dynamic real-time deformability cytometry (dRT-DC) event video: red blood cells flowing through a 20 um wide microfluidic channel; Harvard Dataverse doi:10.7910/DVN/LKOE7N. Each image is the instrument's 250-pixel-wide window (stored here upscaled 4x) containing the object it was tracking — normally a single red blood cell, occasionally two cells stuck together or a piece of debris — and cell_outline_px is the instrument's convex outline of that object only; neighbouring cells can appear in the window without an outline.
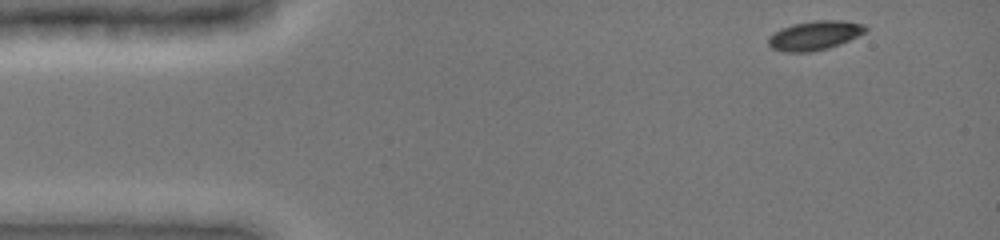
{"species": "common noctule bat (a hibernating species)", "species_latin": "Nyctalus noctula", "temperature_condition": "cold", "stored_images_in_passage": 10, "camera_frame_rate_fps": 3000, "um_per_image_px": 0.085, "animal": {"sex": "female", "body_mass_g": 19.0, "forearm_length_mm": 51.5}, "frame": {"image": 1, "passage_image": 1, "time_ms": 0.0, "image_size_px": [1000, 240], "cell_outline_px": [[868, 28], [864, 32], [840, 44], [828, 48], [812, 52], [784, 52], [772, 48], [768, 44], [768, 36], [780, 28], [792, 24], [812, 20], [840, 20], [864, 24]], "centroid_in_image_um": [69.2, 3.01], "position_along_channel_um": 15.8, "area_um2": 16.59}}
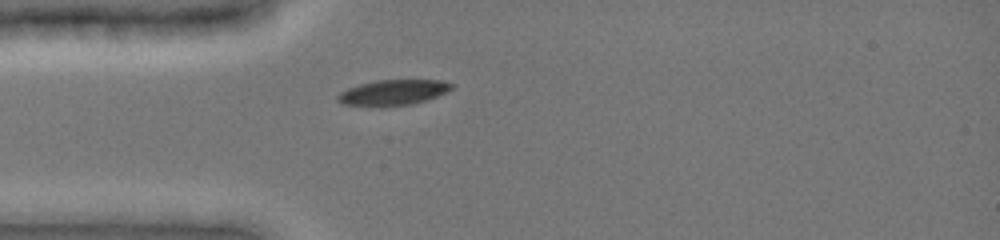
{"frame": {"image": 2, "passage_image": 6, "time_ms": 3.0, "image_size_px": [1000, 240], "cell_outline_px": [[452, 88], [436, 96], [412, 104], [380, 108], [340, 104], [336, 100], [336, 96], [340, 92], [348, 88], [360, 84], [376, 80], [440, 80], [452, 84]], "centroid_in_image_um": [33.3, 7.89], "position_along_channel_um": 51.7, "area_um2": 17.11}}
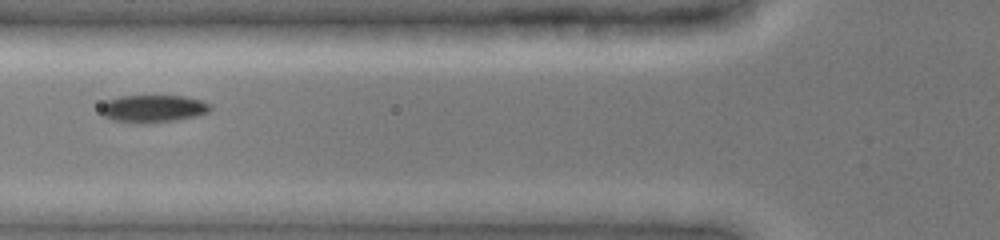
{"frame": {"image": 3, "passage_image": 9, "time_ms": 4.667, "image_size_px": [1000, 240], "cell_outline_px": [[212, 108], [208, 112], [196, 116], [176, 120], [148, 124], [144, 124], [112, 120], [104, 116], [100, 112], [100, 104], [104, 100], [120, 96], [184, 96], [200, 100], [212, 104]], "centroid_in_image_um": [12.97, 9.24], "position_along_channel_um": 112.8, "area_um2": 17.86}}